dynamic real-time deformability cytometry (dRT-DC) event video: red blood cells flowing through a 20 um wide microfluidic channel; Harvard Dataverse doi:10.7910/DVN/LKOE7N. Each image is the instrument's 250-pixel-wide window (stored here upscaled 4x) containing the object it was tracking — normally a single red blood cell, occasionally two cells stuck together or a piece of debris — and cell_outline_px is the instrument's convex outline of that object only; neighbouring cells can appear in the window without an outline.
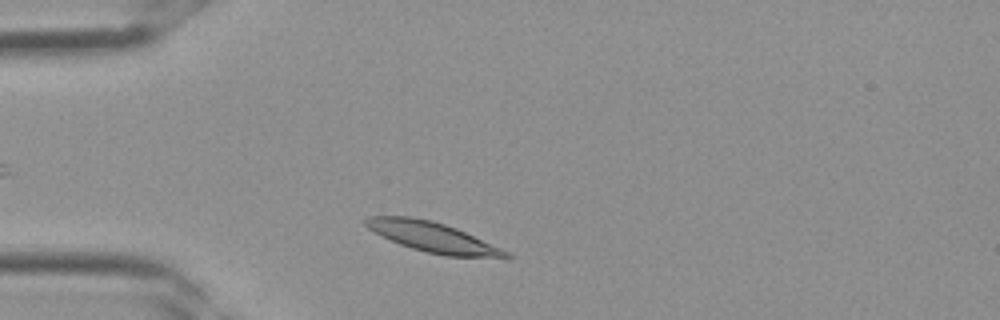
{"species": "Egyptian fruit bat (a non-hibernating species)", "species_latin": "Rousettus aegyptiacus", "temperature_condition": "room temperature", "stored_images_in_passage": 3, "camera_frame_rate_fps": 3000, "um_per_image_px": 0.085, "frame": {"image": 1, "passage_image": 3, "time_ms": 0.667, "image_size_px": [1000, 320], "cell_outline_px": [[512, 256], [448, 256], [424, 252], [400, 244], [380, 236], [368, 228], [364, 224], [364, 220], [368, 216], [408, 216], [432, 220], [456, 228], [500, 248], [508, 252]], "centroid_in_image_um": [36.65, 20.12], "position_along_channel_um": 48.4, "area_um2": 23.93}}